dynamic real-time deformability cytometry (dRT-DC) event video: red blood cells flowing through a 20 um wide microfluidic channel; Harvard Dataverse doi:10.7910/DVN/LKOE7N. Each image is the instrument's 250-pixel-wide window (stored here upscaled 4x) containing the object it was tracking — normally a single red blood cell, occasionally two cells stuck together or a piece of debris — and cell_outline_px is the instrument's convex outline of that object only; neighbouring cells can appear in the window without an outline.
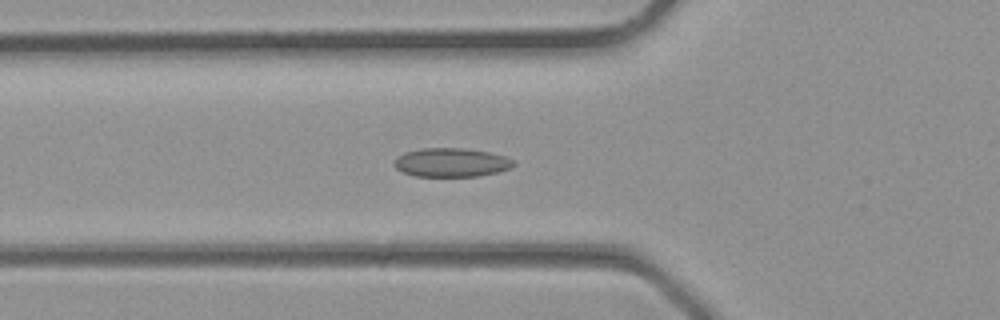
{"species": "common noctule bat (a hibernating species)", "species_latin": "Nyctalus noctula", "temperature_condition": "room temperature", "stored_images_in_passage": 26, "camera_frame_rate_fps": 3000, "um_per_image_px": 0.085, "animal": {"sex": "male", "body_mass_g": 23.1, "forearm_length_mm": 52.7}, "frame": {"image": 1, "passage_image": 3, "time_ms": 0.667, "image_size_px": [1000, 320], "cell_outline_px": [[516, 164], [512, 168], [480, 176], [416, 176], [404, 172], [396, 168], [392, 164], [396, 156], [404, 152], [420, 148], [460, 148], [488, 152], [504, 156], [512, 160]], "centroid_in_image_um": [38.33, 13.81], "position_along_channel_um": 87.5, "area_um2": 20.06}}
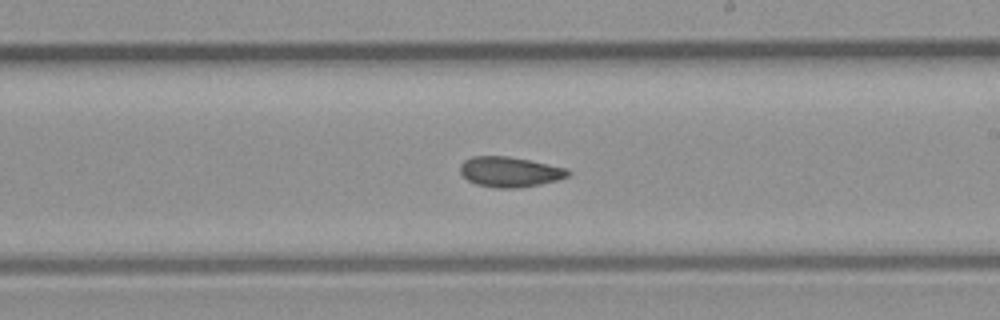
{"frame": {"image": 2, "passage_image": 11, "time_ms": 3.333, "image_size_px": [1000, 320], "cell_outline_px": [[572, 172], [568, 176], [556, 180], [540, 184], [520, 188], [496, 188], [476, 184], [468, 180], [460, 172], [460, 164], [464, 160], [472, 156], [508, 156], [568, 168]], "centroid_in_image_um": [43.33, 14.61], "position_along_channel_um": 245.7, "area_um2": 19.02}}
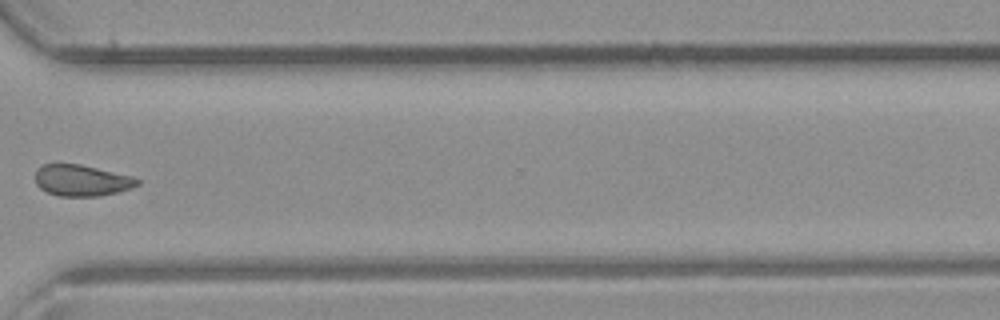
{"frame": {"image": 3, "passage_image": 17, "time_ms": 5.333, "image_size_px": [1000, 320], "cell_outline_px": [[140, 184], [132, 188], [100, 196], [60, 196], [48, 192], [40, 188], [36, 184], [36, 168], [40, 164], [80, 164], [132, 176], [140, 180]], "centroid_in_image_um": [6.94, 15.33], "position_along_channel_um": 363.7, "area_um2": 18.61}}